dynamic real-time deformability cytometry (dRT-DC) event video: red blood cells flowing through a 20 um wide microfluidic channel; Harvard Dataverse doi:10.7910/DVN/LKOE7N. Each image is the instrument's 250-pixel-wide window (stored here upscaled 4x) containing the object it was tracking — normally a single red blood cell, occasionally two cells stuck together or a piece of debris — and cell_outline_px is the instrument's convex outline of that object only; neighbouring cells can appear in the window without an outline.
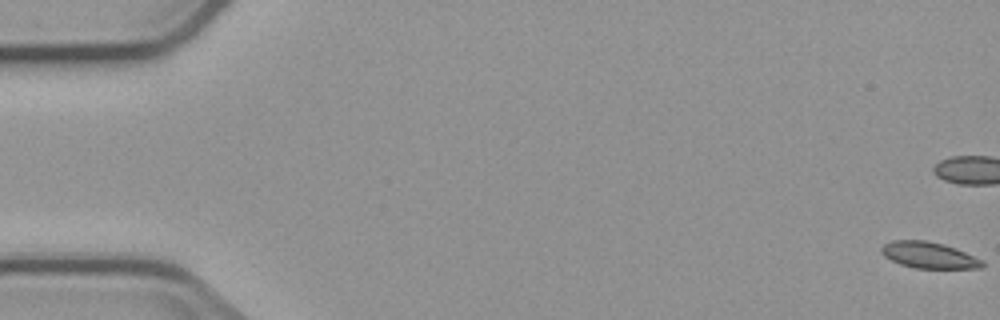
{"species": "common noctule bat (a hibernating species)", "species_latin": "Nyctalus noctula", "temperature_condition": "cold", "stored_images_in_passage": 6, "camera_frame_rate_fps": 3000, "um_per_image_px": 0.085, "animal": {"sex": "male", "body_mass_g": 23.1, "forearm_length_mm": 52.7}, "frame": {"image": 1, "passage_image": 1, "time_ms": 0.0, "image_size_px": [1000, 320], "cell_outline_px": [[984, 264], [980, 268], [916, 268], [900, 264], [884, 256], [880, 252], [880, 248], [884, 244], [892, 240], [928, 240], [944, 244], [956, 248], [984, 260]], "centroid_in_image_um": [78.95, 21.67], "position_along_channel_um": 6.0, "area_um2": 15.55}}